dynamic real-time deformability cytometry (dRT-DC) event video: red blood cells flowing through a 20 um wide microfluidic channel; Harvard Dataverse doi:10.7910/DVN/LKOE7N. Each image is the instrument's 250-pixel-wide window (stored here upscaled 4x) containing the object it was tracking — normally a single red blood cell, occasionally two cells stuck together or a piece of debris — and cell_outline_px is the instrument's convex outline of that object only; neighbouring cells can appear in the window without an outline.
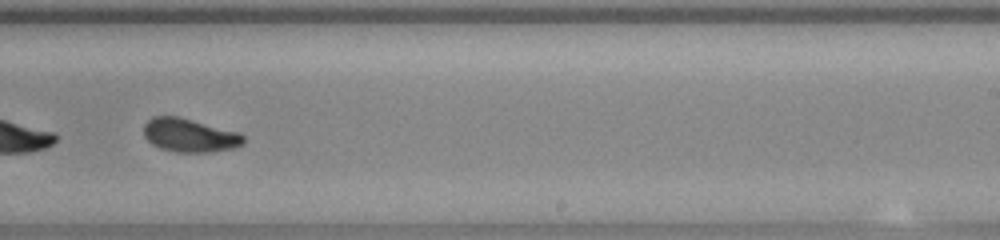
{"species": "common noctule bat (a hibernating species)", "species_latin": "Nyctalus noctula", "temperature_condition": "warm", "stored_images_in_passage": 32, "camera_frame_rate_fps": 3000, "um_per_image_px": 0.085, "animal": {"sex": "female", "body_mass_g": 23.0, "forearm_length_mm": 53.4}, "frame": {"image": 1, "passage_image": 19, "time_ms": 6.0, "image_size_px": [1000, 240], "cell_outline_px": [[244, 144], [232, 148], [208, 152], [176, 152], [160, 148], [152, 144], [144, 136], [144, 124], [152, 116], [180, 116], [240, 132], [244, 136]], "centroid_in_image_um": [16.12, 11.48], "position_along_channel_um": 272.9, "area_um2": 19.65}, "authors_computed_cell_mechanics": {"area_um2": 19.5364, "velocity_mm_per_s": 3.8532, "shape_relaxation_time_tau1_ms": 4.9988, "shape_relaxation_time_tau2_ms": 1.8252, "deformation_change_tau1": 0.1551, "deformation_change_tau2": 0.0627}}